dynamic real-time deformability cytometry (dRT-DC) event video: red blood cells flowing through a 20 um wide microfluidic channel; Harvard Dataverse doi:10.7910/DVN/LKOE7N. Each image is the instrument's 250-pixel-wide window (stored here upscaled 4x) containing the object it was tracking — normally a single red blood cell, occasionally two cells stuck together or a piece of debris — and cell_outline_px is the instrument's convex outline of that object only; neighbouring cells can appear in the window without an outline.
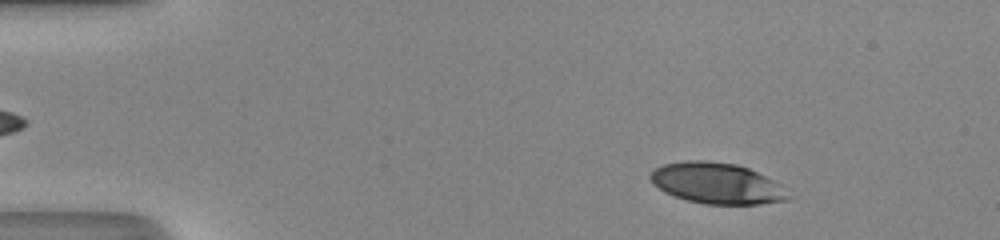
{"species": "human", "species_latin": "Homo sapiens", "temperature_condition": "room temperature", "stored_images_in_passage": 46, "camera_frame_rate_fps": 3000, "um_per_image_px": 0.085, "donor": {"sex": "male"}, "frame": {"image": 1, "passage_image": 5, "time_ms": 1.333, "image_size_px": [1000, 240], "cell_outline_px": [[788, 200], [760, 204], [704, 204], [688, 200], [664, 192], [652, 184], [648, 176], [656, 168], [664, 164], [684, 160], [704, 160], [736, 164], [748, 168], [780, 184], [788, 196]], "centroid_in_image_um": [60.88, 15.57], "position_along_channel_um": 24.1, "area_um2": 32.66}}
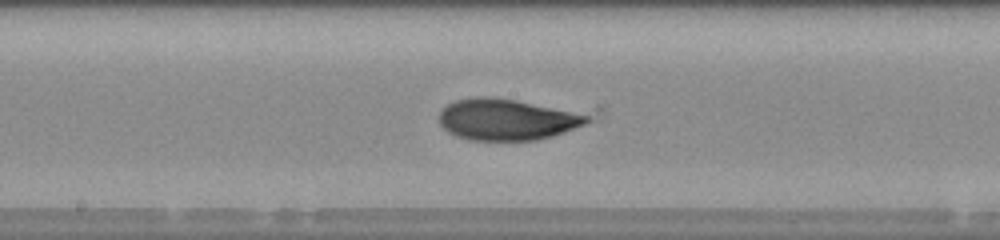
{"frame": {"image": 2, "passage_image": 24, "time_ms": 7.667, "image_size_px": [1000, 240], "cell_outline_px": [[588, 120], [584, 124], [564, 132], [552, 136], [536, 140], [468, 140], [456, 136], [448, 132], [440, 124], [440, 112], [448, 104], [456, 100], [476, 96], [484, 96], [516, 100], [588, 116]], "centroid_in_image_um": [42.98, 10.17], "position_along_channel_um": 205.2, "area_um2": 34.8}}
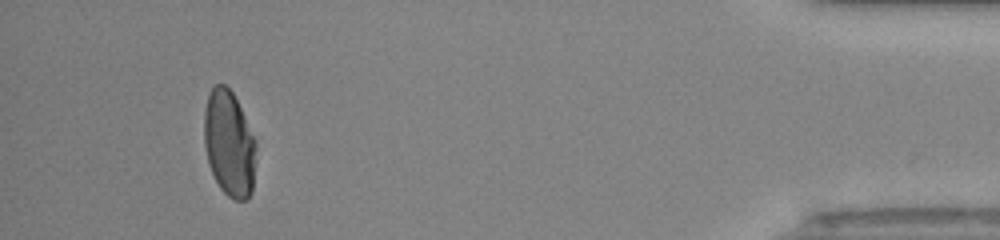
{"frame": {"image": 3, "passage_image": 43, "time_ms": 14.0, "image_size_px": [1000, 240], "cell_outline_px": [[256, 148], [252, 192], [244, 200], [232, 200], [220, 188], [208, 164], [204, 144], [204, 108], [208, 92], [216, 84], [224, 84], [232, 92], [256, 140]], "centroid_in_image_um": [19.46, 12.2], "position_along_channel_um": 415.7, "area_um2": 32.08}, "authors_computed_cell_mechanics": {"area_um2": 33.9864, "velocity_mm_per_s": 4.3393, "shape_relaxation_time_tau1_ms": 8.1262, "shape_relaxation_time_tau2_ms": 1.2927, "deformation_change_tau1": 0.2638, "deformation_change_tau2": 0.0653}}